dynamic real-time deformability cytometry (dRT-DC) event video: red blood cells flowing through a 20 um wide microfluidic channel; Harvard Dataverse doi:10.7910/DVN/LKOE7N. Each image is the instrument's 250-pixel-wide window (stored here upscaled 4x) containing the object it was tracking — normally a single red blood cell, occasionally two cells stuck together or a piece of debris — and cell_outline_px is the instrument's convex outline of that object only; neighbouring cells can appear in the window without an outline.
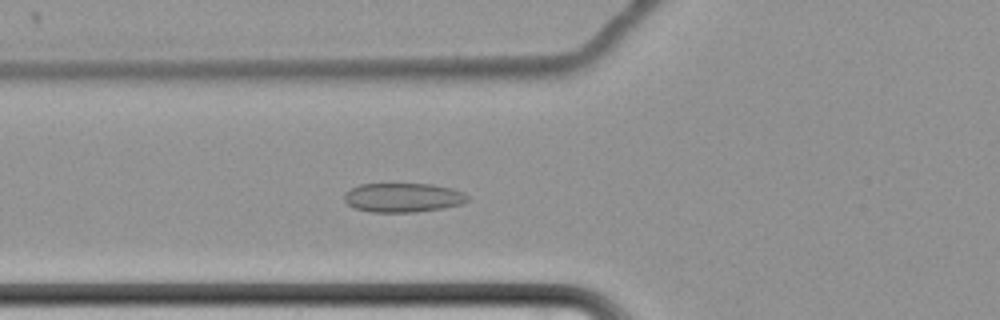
{"species": "common noctule bat (a hibernating species)", "species_latin": "Nyctalus noctula", "temperature_condition": "cold", "stored_images_in_passage": 66, "camera_frame_rate_fps": 3000, "um_per_image_px": 0.085, "animal": {"sex": "female", "body_mass_g": 22.7, "forearm_length_mm": 54.2}, "frame": {"image": 1, "passage_image": 28, "time_ms": 9.0, "image_size_px": [1000, 320], "cell_outline_px": [[468, 200], [460, 204], [444, 208], [412, 212], [372, 212], [356, 208], [348, 204], [344, 200], [344, 196], [352, 188], [360, 184], [432, 184], [452, 188], [464, 192], [468, 196]], "centroid_in_image_um": [34.28, 16.79], "position_along_channel_um": 91.5, "area_um2": 20.81}}
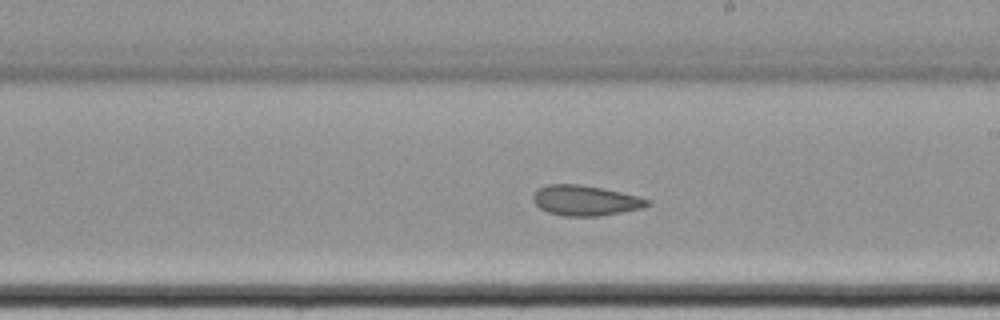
{"frame": {"image": 2, "passage_image": 41, "time_ms": 13.333, "image_size_px": [1000, 320], "cell_outline_px": [[652, 204], [644, 208], [600, 216], [564, 216], [548, 212], [540, 208], [532, 200], [532, 196], [536, 188], [548, 184], [580, 184], [640, 196], [652, 200]], "centroid_in_image_um": [49.77, 17.04], "position_along_channel_um": 239.2, "area_um2": 20.4}}
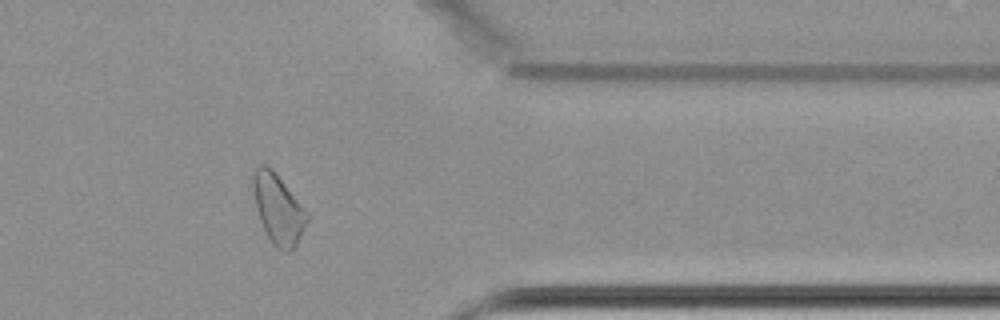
{"frame": {"image": 3, "passage_image": 55, "time_ms": 18.0, "image_size_px": [1000, 320], "cell_outline_px": [[312, 216], [296, 244], [288, 252], [276, 248], [272, 244], [260, 220], [256, 208], [252, 184], [252, 176], [256, 168], [260, 164], [264, 164], [272, 168], [276, 172], [312, 212]], "centroid_in_image_um": [23.72, 17.72], "position_along_channel_um": 387.7, "area_um2": 22.72}, "authors_computed_cell_mechanics": {"area_um2": 22.8599, "velocity_mm_per_s": 3.4151, "shape_relaxation_time_tau1_ms": null, "shape_relaxation_time_tau2_ms": 4.0467, "deformation_change_tau1": null, "deformation_change_tau2": 0.0938}}